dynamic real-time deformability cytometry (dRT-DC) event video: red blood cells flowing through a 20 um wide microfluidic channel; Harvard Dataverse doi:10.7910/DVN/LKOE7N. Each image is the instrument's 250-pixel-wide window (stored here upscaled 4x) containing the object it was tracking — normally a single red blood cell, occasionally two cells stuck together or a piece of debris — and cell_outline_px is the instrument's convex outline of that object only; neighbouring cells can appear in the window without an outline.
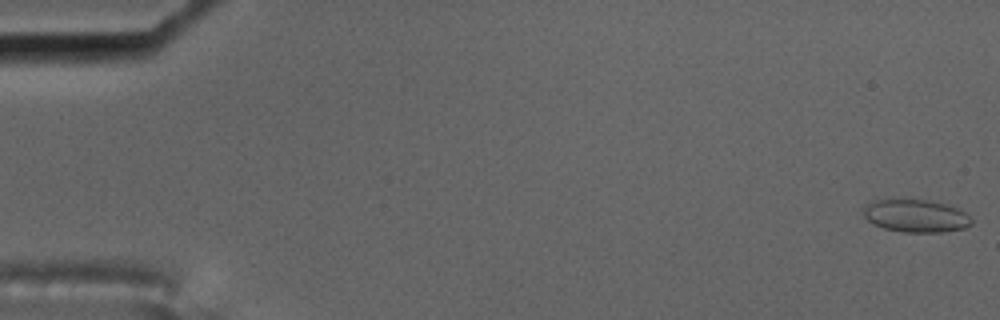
{"species": "common noctule bat (a hibernating species)", "species_latin": "Nyctalus noctula", "temperature_condition": "cold", "stored_images_in_passage": 18, "camera_frame_rate_fps": 3000, "um_per_image_px": 0.085, "animal": {"sex": "male", "body_mass_g": 17.5, "forearm_length_mm": 52.3}, "frame": {"image": 1, "passage_image": 1, "time_ms": 0.0, "image_size_px": [1000, 320], "cell_outline_px": [[972, 224], [964, 228], [940, 232], [904, 232], [884, 228], [868, 220], [864, 216], [864, 208], [872, 200], [888, 196], [892, 196], [924, 200], [948, 204], [960, 208], [972, 220]], "centroid_in_image_um": [77.81, 18.29], "position_along_channel_um": 7.2, "area_um2": 21.15}}
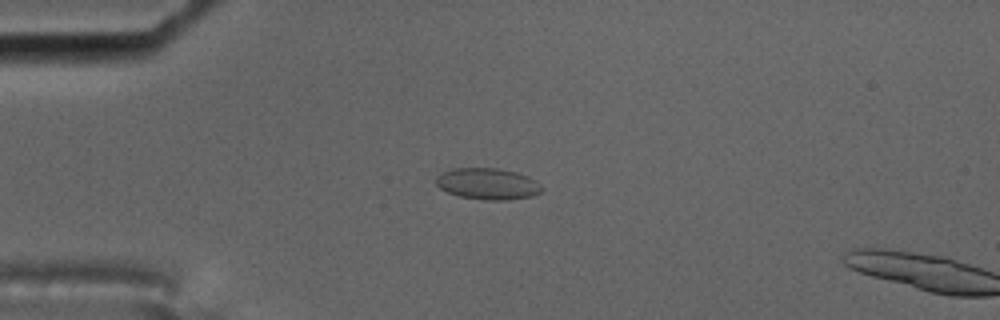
{"frame": {"image": 2, "passage_image": 15, "time_ms": 4.667, "image_size_px": [1000, 320], "cell_outline_px": [[544, 188], [540, 192], [532, 196], [508, 200], [488, 200], [460, 196], [448, 192], [440, 188], [436, 184], [436, 176], [452, 168], [496, 168], [516, 172], [528, 176], [536, 180]], "centroid_in_image_um": [41.48, 15.62], "position_along_channel_um": 43.5, "area_um2": 19.31}}